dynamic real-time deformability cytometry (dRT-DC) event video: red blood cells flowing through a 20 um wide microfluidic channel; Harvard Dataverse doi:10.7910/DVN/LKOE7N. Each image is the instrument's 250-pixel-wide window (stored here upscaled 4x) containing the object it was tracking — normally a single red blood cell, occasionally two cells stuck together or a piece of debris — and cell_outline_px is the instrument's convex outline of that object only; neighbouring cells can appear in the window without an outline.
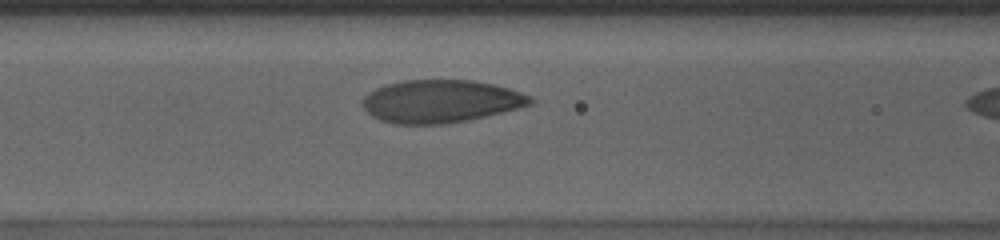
{"species": "human", "species_latin": "Homo sapiens", "temperature_condition": "cold", "stored_images_in_passage": 9, "camera_frame_rate_fps": 3000, "um_per_image_px": 0.085, "donor": {"sex": "male"}, "frame": {"image": 1, "passage_image": 7, "time_ms": 2.0, "image_size_px": [1000, 240], "cell_outline_px": [[536, 100], [532, 104], [520, 108], [468, 120], [444, 124], [392, 124], [380, 120], [372, 116], [364, 108], [364, 96], [368, 92], [376, 88], [388, 84], [404, 80], [472, 80], [512, 88], [532, 96]], "centroid_in_image_um": [37.51, 8.61], "position_along_channel_um": 129.1, "area_um2": 42.02}}